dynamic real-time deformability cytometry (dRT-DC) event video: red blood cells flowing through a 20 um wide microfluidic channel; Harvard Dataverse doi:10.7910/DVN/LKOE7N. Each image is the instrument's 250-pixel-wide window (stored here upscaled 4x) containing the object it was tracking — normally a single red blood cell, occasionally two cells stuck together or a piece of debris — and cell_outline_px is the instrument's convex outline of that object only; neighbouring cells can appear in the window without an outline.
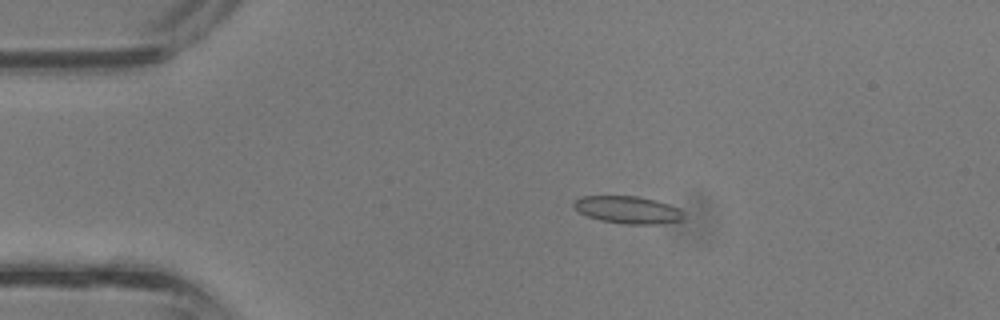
{"species": "common noctule bat (a hibernating species)", "species_latin": "Nyctalus noctula", "temperature_condition": "room temperature", "stored_images_in_passage": 37, "camera_frame_rate_fps": 3000, "um_per_image_px": 0.085, "animal": {"sex": "male", "body_mass_g": 13.3}, "frame": {"image": 1, "passage_image": 7, "time_ms": 2.0, "image_size_px": [1000, 320], "cell_outline_px": [[684, 220], [656, 224], [624, 224], [600, 220], [588, 216], [580, 212], [572, 204], [572, 200], [580, 196], [640, 196], [656, 200], [680, 208], [684, 212]], "centroid_in_image_um": [53.38, 17.83], "position_along_channel_um": 31.6, "area_um2": 17.74}}
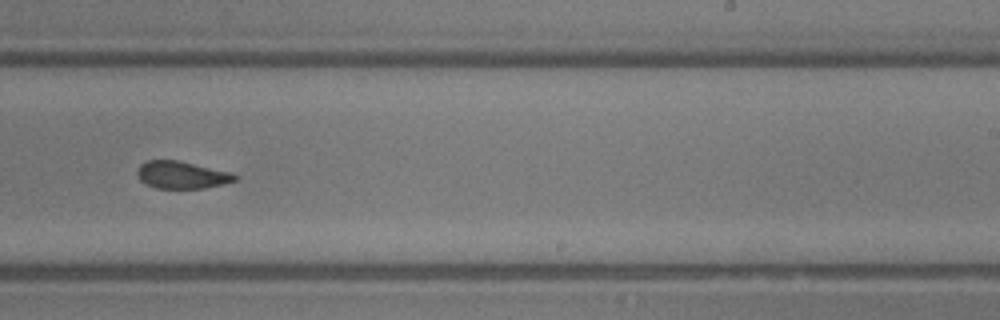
{"frame": {"image": 2, "passage_image": 23, "time_ms": 7.333, "image_size_px": [1000, 320], "cell_outline_px": [[236, 180], [224, 184], [204, 188], [156, 188], [144, 184], [140, 180], [136, 172], [140, 164], [148, 160], [176, 160], [232, 172], [236, 176]], "centroid_in_image_um": [15.42, 14.87], "position_along_channel_um": 273.6, "area_um2": 15.55}}
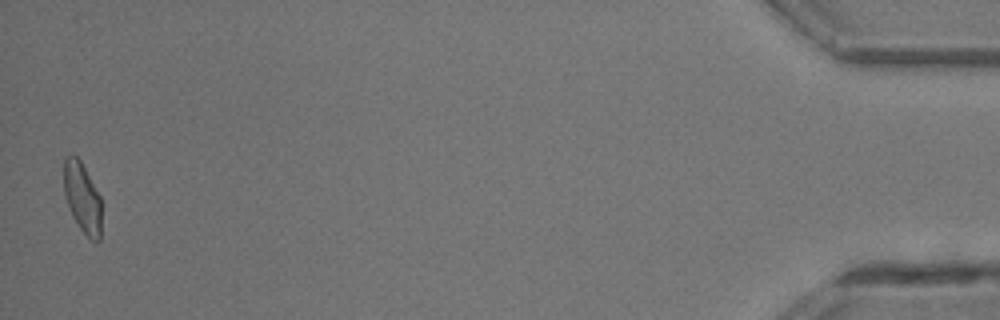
{"frame": {"image": 3, "passage_image": 37, "time_ms": 12.0, "image_size_px": [1000, 320], "cell_outline_px": [[100, 240], [92, 240], [80, 228], [72, 216], [64, 192], [64, 160], [68, 156], [76, 156], [80, 160], [100, 196]], "centroid_in_image_um": [6.99, 16.79], "position_along_channel_um": 428.2, "area_um2": 14.91}}